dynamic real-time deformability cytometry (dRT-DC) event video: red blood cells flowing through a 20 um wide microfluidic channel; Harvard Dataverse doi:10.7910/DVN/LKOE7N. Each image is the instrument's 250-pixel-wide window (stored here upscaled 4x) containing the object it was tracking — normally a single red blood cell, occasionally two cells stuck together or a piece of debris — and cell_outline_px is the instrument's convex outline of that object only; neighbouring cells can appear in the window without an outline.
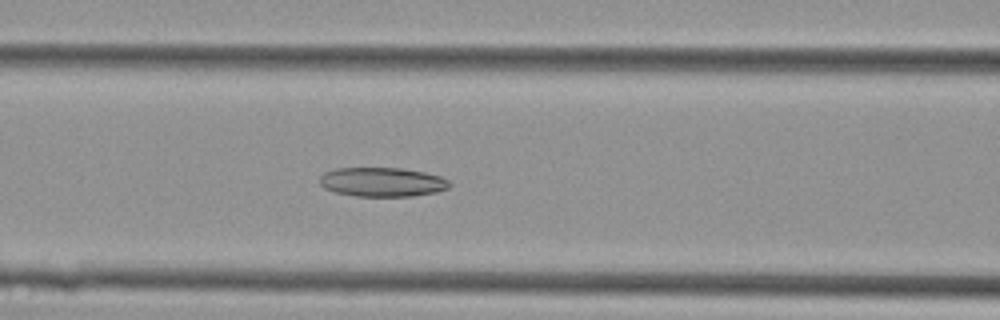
{"species": "Egyptian fruit bat (a non-hibernating species)", "species_latin": "Rousettus aegyptiacus", "temperature_condition": "cold", "stored_images_in_passage": 33, "camera_frame_rate_fps": 3000, "um_per_image_px": 0.085, "animal": {"sex": "female"}, "frame": {"image": 1, "passage_image": 13, "time_ms": 4.0, "image_size_px": [1000, 320], "cell_outline_px": [[452, 184], [448, 188], [436, 192], [412, 196], [356, 196], [336, 192], [324, 188], [320, 184], [320, 176], [324, 172], [336, 168], [400, 168], [424, 172], [440, 176], [448, 180]], "centroid_in_image_um": [32.49, 15.47], "position_along_channel_um": 134.1, "area_um2": 22.08}}
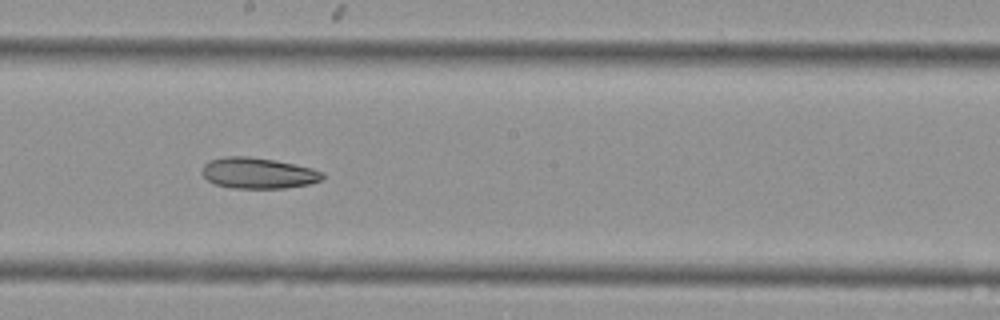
{"frame": {"image": 2, "passage_image": 19, "time_ms": 6.0, "image_size_px": [1000, 320], "cell_outline_px": [[324, 176], [320, 180], [308, 184], [284, 188], [232, 188], [216, 184], [208, 180], [200, 172], [204, 164], [208, 160], [228, 156], [248, 156], [272, 160], [312, 168], [324, 172]], "centroid_in_image_um": [21.91, 14.71], "position_along_channel_um": 226.3, "area_um2": 21.56}}
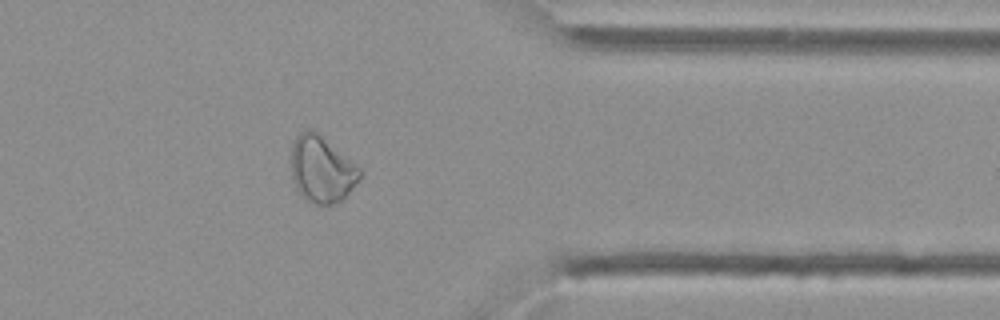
{"frame": {"image": 3, "passage_image": 30, "time_ms": 9.667, "image_size_px": [1000, 320], "cell_outline_px": [[360, 180], [340, 200], [332, 204], [316, 204], [300, 196], [296, 188], [292, 176], [292, 144], [296, 136], [300, 132], [308, 128], [312, 128], [360, 168]], "centroid_in_image_um": [27.32, 14.38], "position_along_channel_um": 384.1, "area_um2": 26.18}}